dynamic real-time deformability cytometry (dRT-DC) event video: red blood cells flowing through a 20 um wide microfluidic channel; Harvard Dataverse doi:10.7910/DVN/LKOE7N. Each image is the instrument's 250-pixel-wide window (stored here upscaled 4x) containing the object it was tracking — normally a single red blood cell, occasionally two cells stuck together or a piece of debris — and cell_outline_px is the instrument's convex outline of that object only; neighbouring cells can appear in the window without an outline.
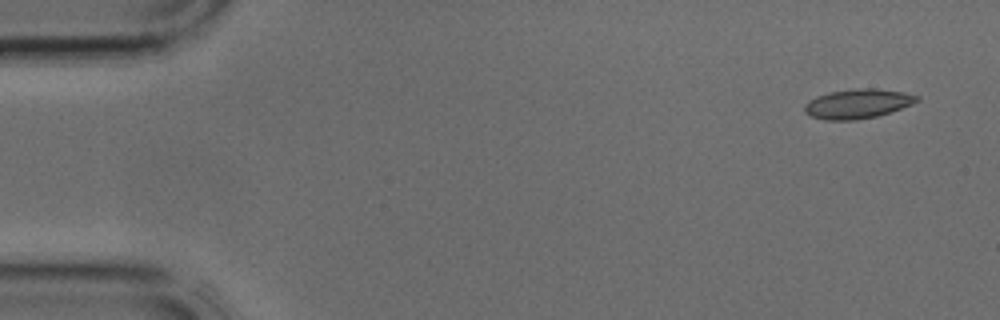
{"species": "common noctule bat (a hibernating species)", "species_latin": "Nyctalus noctula", "temperature_condition": "cold", "stored_images_in_passage": 3, "camera_frame_rate_fps": 3000, "um_per_image_px": 0.085, "animal": {"sex": "male", "body_mass_g": 17.9, "forearm_length_mm": 54.2}, "frame": {"image": 1, "passage_image": 1, "time_ms": 0.0, "image_size_px": [1000, 320], "cell_outline_px": [[920, 100], [912, 104], [876, 116], [856, 120], [824, 120], [812, 116], [804, 112], [804, 104], [820, 96], [832, 92], [856, 88], [872, 88], [904, 92], [920, 96]], "centroid_in_image_um": [72.93, 8.82], "position_along_channel_um": 12.1, "area_um2": 18.96}}